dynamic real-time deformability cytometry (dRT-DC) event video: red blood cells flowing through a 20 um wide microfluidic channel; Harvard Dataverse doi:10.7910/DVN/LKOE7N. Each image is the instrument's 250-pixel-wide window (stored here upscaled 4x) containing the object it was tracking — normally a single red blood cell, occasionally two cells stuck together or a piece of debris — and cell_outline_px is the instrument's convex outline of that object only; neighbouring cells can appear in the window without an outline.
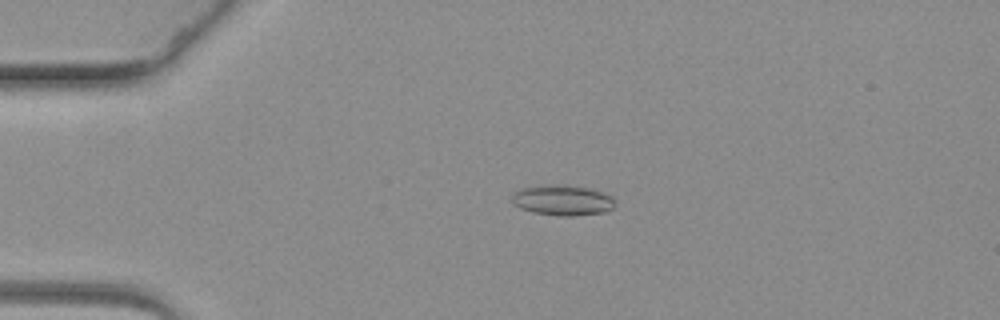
{"species": "common noctule bat (a hibernating species)", "species_latin": "Nyctalus noctula", "temperature_condition": "warm", "stored_images_in_passage": 62, "camera_frame_rate_fps": 3000, "um_per_image_px": 0.085, "animal": {"sex": "female", "body_mass_g": 19.3, "forearm_length_mm": 54.1}, "frame": {"image": 1, "passage_image": 15, "time_ms": 4.667, "image_size_px": [1000, 320], "cell_outline_px": [[616, 204], [612, 208], [604, 212], [572, 216], [560, 216], [532, 212], [520, 208], [512, 204], [512, 192], [520, 188], [544, 184], [564, 184], [588, 188], [604, 192], [612, 196], [616, 200]], "centroid_in_image_um": [47.8, 17.0], "position_along_channel_um": 37.2, "area_um2": 18.73}}
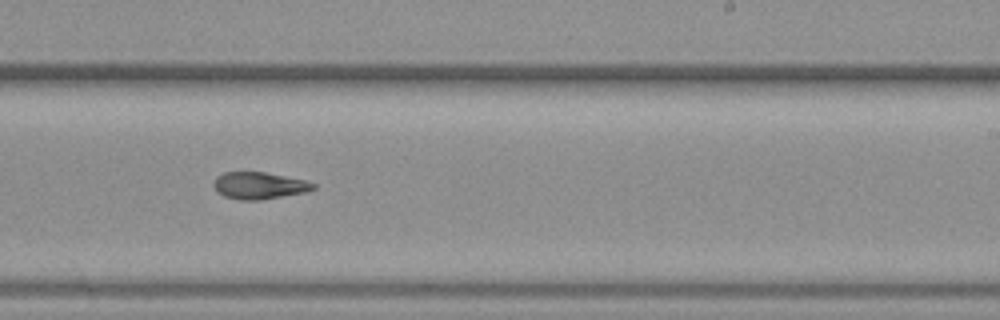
{"frame": {"image": 2, "passage_image": 39, "time_ms": 12.667, "image_size_px": [1000, 320], "cell_outline_px": [[316, 188], [308, 192], [260, 200], [240, 200], [224, 196], [216, 192], [212, 184], [216, 176], [224, 172], [264, 172], [304, 180], [316, 184]], "centroid_in_image_um": [22.01, 15.78], "position_along_channel_um": 267.0, "area_um2": 15.78}}
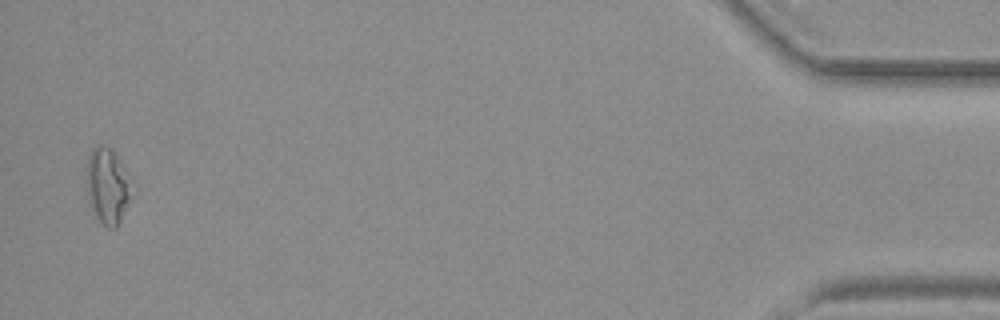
{"frame": {"image": 3, "passage_image": 61, "time_ms": 20.0, "image_size_px": [1000, 320], "cell_outline_px": [[132, 196], [116, 228], [108, 228], [96, 216], [88, 196], [88, 156], [92, 148], [96, 144], [104, 144], [116, 156], [120, 164]], "centroid_in_image_um": [9.1, 15.82], "position_along_channel_um": 426.1, "area_um2": 18.67}}